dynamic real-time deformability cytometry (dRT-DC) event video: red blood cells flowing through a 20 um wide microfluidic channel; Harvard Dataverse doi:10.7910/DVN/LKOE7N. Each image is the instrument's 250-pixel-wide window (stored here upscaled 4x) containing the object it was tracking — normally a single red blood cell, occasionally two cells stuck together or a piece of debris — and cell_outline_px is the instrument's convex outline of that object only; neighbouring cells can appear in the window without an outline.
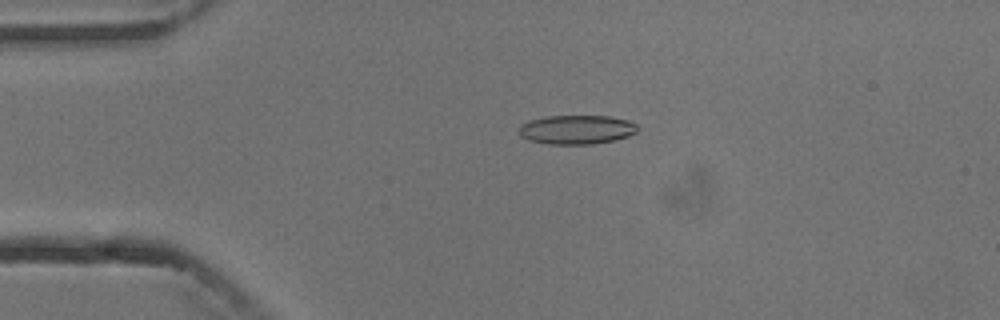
{"species": "common noctule bat (a hibernating species)", "species_latin": "Nyctalus noctula", "temperature_condition": "cold", "stored_images_in_passage": 4, "camera_frame_rate_fps": 3000, "um_per_image_px": 0.085, "animal": {"sex": "male", "body_mass_g": 13.3}, "frame": {"image": 1, "passage_image": 3, "time_ms": 3.333, "image_size_px": [1000, 320], "cell_outline_px": [[640, 128], [636, 132], [628, 136], [616, 140], [592, 144], [548, 144], [528, 140], [520, 136], [520, 124], [528, 120], [548, 116], [608, 116], [628, 120], [636, 124]], "centroid_in_image_um": [49.02, 11.02], "position_along_channel_um": 36.0, "area_um2": 20.23}}